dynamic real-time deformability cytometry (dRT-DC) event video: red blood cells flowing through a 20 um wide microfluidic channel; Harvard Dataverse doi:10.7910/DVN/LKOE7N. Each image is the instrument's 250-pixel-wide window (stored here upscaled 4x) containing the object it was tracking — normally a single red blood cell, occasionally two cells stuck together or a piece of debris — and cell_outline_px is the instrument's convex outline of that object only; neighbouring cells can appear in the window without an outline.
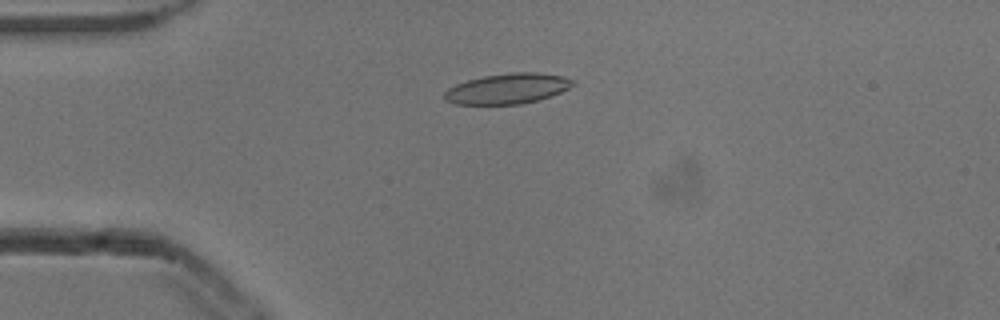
{"species": "common noctule bat (a hibernating species)", "species_latin": "Nyctalus noctula", "temperature_condition": "cold", "stored_images_in_passage": 53, "camera_frame_rate_fps": 3000, "um_per_image_px": 0.085, "animal": {"sex": "male", "body_mass_g": 13.3}, "frame": {"image": 1, "passage_image": 13, "time_ms": 4.0, "image_size_px": [1000, 320], "cell_outline_px": [[576, 84], [560, 92], [536, 100], [520, 104], [456, 104], [444, 100], [444, 92], [448, 88], [456, 84], [468, 80], [484, 76], [512, 72], [536, 72], [564, 76], [576, 80]], "centroid_in_image_um": [43.15, 7.52], "position_along_channel_um": 41.9, "area_um2": 22.66}}
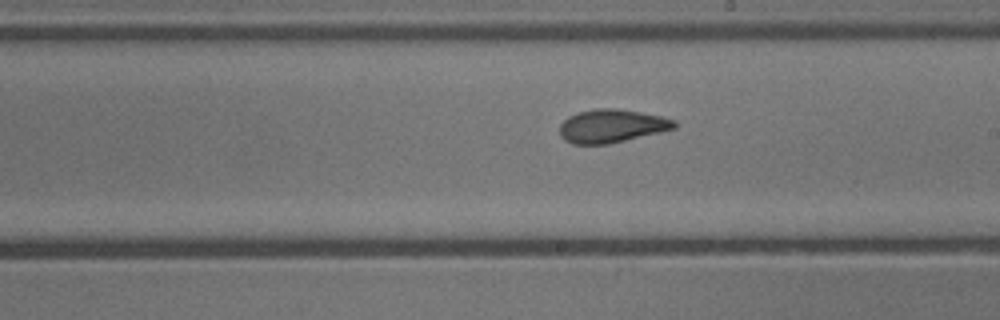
{"frame": {"image": 2, "passage_image": 30, "time_ms": 9.667, "image_size_px": [1000, 320], "cell_outline_px": [[676, 128], [660, 132], [608, 144], [572, 144], [564, 140], [560, 136], [560, 124], [568, 116], [592, 108], [616, 108], [640, 112], [660, 116], [676, 120]], "centroid_in_image_um": [51.97, 10.7], "position_along_channel_um": 237.0, "area_um2": 22.25}}
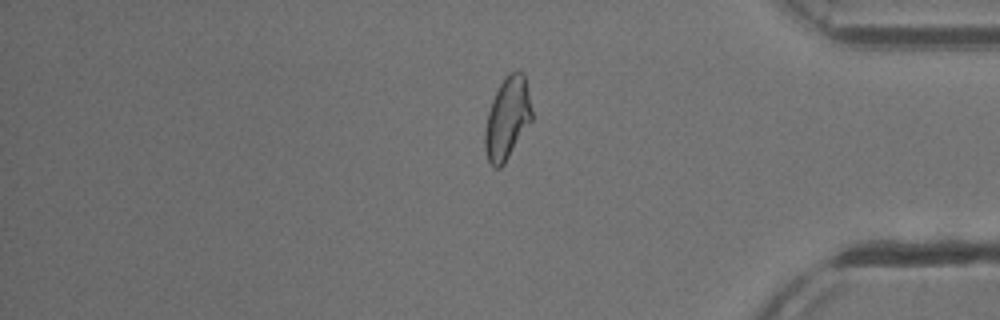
{"frame": {"image": 3, "passage_image": 44, "time_ms": 14.333, "image_size_px": [1000, 320], "cell_outline_px": [[532, 120], [504, 164], [500, 168], [496, 168], [488, 160], [484, 148], [484, 132], [488, 112], [492, 100], [504, 76], [508, 72], [524, 72], [532, 112]], "centroid_in_image_um": [43.11, 10.05], "position_along_channel_um": 392.1, "area_um2": 22.31}, "authors_computed_cell_mechanics": {"area_um2": 22.253, "velocity_mm_per_s": 3.869, "shape_relaxation_time_tau1_ms": 6.4599, "shape_relaxation_time_tau2_ms": 1.4439, "deformation_change_tau1": 0.1625, "deformation_change_tau2": 0.0739}}